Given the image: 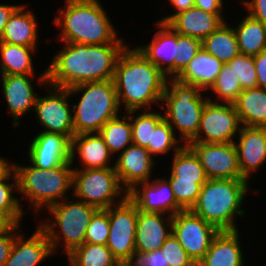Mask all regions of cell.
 <instances>
[{"label":"cell","instance_id":"42","mask_svg":"<svg viewBox=\"0 0 266 266\" xmlns=\"http://www.w3.org/2000/svg\"><path fill=\"white\" fill-rule=\"evenodd\" d=\"M201 47L202 41L200 39L177 33V56L174 58V78L184 70Z\"/></svg>","mask_w":266,"mask_h":266},{"label":"cell","instance_id":"7","mask_svg":"<svg viewBox=\"0 0 266 266\" xmlns=\"http://www.w3.org/2000/svg\"><path fill=\"white\" fill-rule=\"evenodd\" d=\"M79 96L73 107L74 135L99 133L103 125L121 114L113 80L87 82L68 88Z\"/></svg>","mask_w":266,"mask_h":266},{"label":"cell","instance_id":"3","mask_svg":"<svg viewBox=\"0 0 266 266\" xmlns=\"http://www.w3.org/2000/svg\"><path fill=\"white\" fill-rule=\"evenodd\" d=\"M54 16L53 23L60 28L59 41L80 44L125 43L118 37L108 11L100 0H65Z\"/></svg>","mask_w":266,"mask_h":266},{"label":"cell","instance_id":"27","mask_svg":"<svg viewBox=\"0 0 266 266\" xmlns=\"http://www.w3.org/2000/svg\"><path fill=\"white\" fill-rule=\"evenodd\" d=\"M223 65V62L201 47L176 79L207 92L216 81Z\"/></svg>","mask_w":266,"mask_h":266},{"label":"cell","instance_id":"41","mask_svg":"<svg viewBox=\"0 0 266 266\" xmlns=\"http://www.w3.org/2000/svg\"><path fill=\"white\" fill-rule=\"evenodd\" d=\"M109 208L98 209L90 219L85 243L106 245L109 238Z\"/></svg>","mask_w":266,"mask_h":266},{"label":"cell","instance_id":"12","mask_svg":"<svg viewBox=\"0 0 266 266\" xmlns=\"http://www.w3.org/2000/svg\"><path fill=\"white\" fill-rule=\"evenodd\" d=\"M218 233L215 226L191 210H182L173 216L172 234L196 264L204 257Z\"/></svg>","mask_w":266,"mask_h":266},{"label":"cell","instance_id":"10","mask_svg":"<svg viewBox=\"0 0 266 266\" xmlns=\"http://www.w3.org/2000/svg\"><path fill=\"white\" fill-rule=\"evenodd\" d=\"M36 79V83L49 92L45 96H39L38 93L33 110L38 123L43 127L41 131L58 133L72 139L74 136L73 107L69 102V98H72L69 90L48 84L47 69Z\"/></svg>","mask_w":266,"mask_h":266},{"label":"cell","instance_id":"11","mask_svg":"<svg viewBox=\"0 0 266 266\" xmlns=\"http://www.w3.org/2000/svg\"><path fill=\"white\" fill-rule=\"evenodd\" d=\"M138 207L127 197L109 208V238L107 246L121 265L136 261L135 233Z\"/></svg>","mask_w":266,"mask_h":266},{"label":"cell","instance_id":"39","mask_svg":"<svg viewBox=\"0 0 266 266\" xmlns=\"http://www.w3.org/2000/svg\"><path fill=\"white\" fill-rule=\"evenodd\" d=\"M176 202L183 210H191L197 201L202 185L207 180H178V177H167Z\"/></svg>","mask_w":266,"mask_h":266},{"label":"cell","instance_id":"51","mask_svg":"<svg viewBox=\"0 0 266 266\" xmlns=\"http://www.w3.org/2000/svg\"><path fill=\"white\" fill-rule=\"evenodd\" d=\"M14 172V163L0 156V182L5 181Z\"/></svg>","mask_w":266,"mask_h":266},{"label":"cell","instance_id":"1","mask_svg":"<svg viewBox=\"0 0 266 266\" xmlns=\"http://www.w3.org/2000/svg\"><path fill=\"white\" fill-rule=\"evenodd\" d=\"M47 69V83L70 88L75 85L113 80L117 60L128 43L102 45L63 42Z\"/></svg>","mask_w":266,"mask_h":266},{"label":"cell","instance_id":"45","mask_svg":"<svg viewBox=\"0 0 266 266\" xmlns=\"http://www.w3.org/2000/svg\"><path fill=\"white\" fill-rule=\"evenodd\" d=\"M251 17L266 24V0H240Z\"/></svg>","mask_w":266,"mask_h":266},{"label":"cell","instance_id":"44","mask_svg":"<svg viewBox=\"0 0 266 266\" xmlns=\"http://www.w3.org/2000/svg\"><path fill=\"white\" fill-rule=\"evenodd\" d=\"M21 224H10L0 233V266H4L11 253L14 239L20 230Z\"/></svg>","mask_w":266,"mask_h":266},{"label":"cell","instance_id":"5","mask_svg":"<svg viewBox=\"0 0 266 266\" xmlns=\"http://www.w3.org/2000/svg\"><path fill=\"white\" fill-rule=\"evenodd\" d=\"M30 165L14 162V172L17 178V187L21 199L29 202L30 209L37 214L53 204L59 203L72 196L73 165L67 162L53 169H39ZM71 193H68V192ZM25 197V198H24ZM40 211V212H39Z\"/></svg>","mask_w":266,"mask_h":266},{"label":"cell","instance_id":"26","mask_svg":"<svg viewBox=\"0 0 266 266\" xmlns=\"http://www.w3.org/2000/svg\"><path fill=\"white\" fill-rule=\"evenodd\" d=\"M38 23L34 11L27 9V5L20 4L10 16L0 42L38 48Z\"/></svg>","mask_w":266,"mask_h":266},{"label":"cell","instance_id":"48","mask_svg":"<svg viewBox=\"0 0 266 266\" xmlns=\"http://www.w3.org/2000/svg\"><path fill=\"white\" fill-rule=\"evenodd\" d=\"M172 5V9L175 11L173 14L166 15L159 19V22L168 23L176 14L186 11L194 7L195 0H169Z\"/></svg>","mask_w":266,"mask_h":266},{"label":"cell","instance_id":"4","mask_svg":"<svg viewBox=\"0 0 266 266\" xmlns=\"http://www.w3.org/2000/svg\"><path fill=\"white\" fill-rule=\"evenodd\" d=\"M250 187L245 179H208L191 211L219 231L239 230L236 219L246 214L242 203Z\"/></svg>","mask_w":266,"mask_h":266},{"label":"cell","instance_id":"53","mask_svg":"<svg viewBox=\"0 0 266 266\" xmlns=\"http://www.w3.org/2000/svg\"><path fill=\"white\" fill-rule=\"evenodd\" d=\"M121 266H135L134 264H126V265H121Z\"/></svg>","mask_w":266,"mask_h":266},{"label":"cell","instance_id":"21","mask_svg":"<svg viewBox=\"0 0 266 266\" xmlns=\"http://www.w3.org/2000/svg\"><path fill=\"white\" fill-rule=\"evenodd\" d=\"M157 21V22H156ZM155 21L158 27L151 42L138 45L140 52L167 78H174V58L177 56V32L167 23Z\"/></svg>","mask_w":266,"mask_h":266},{"label":"cell","instance_id":"32","mask_svg":"<svg viewBox=\"0 0 266 266\" xmlns=\"http://www.w3.org/2000/svg\"><path fill=\"white\" fill-rule=\"evenodd\" d=\"M99 134L103 137L113 157L118 156L133 144L129 115L124 112L122 117L119 114L115 118L107 121L99 131Z\"/></svg>","mask_w":266,"mask_h":266},{"label":"cell","instance_id":"35","mask_svg":"<svg viewBox=\"0 0 266 266\" xmlns=\"http://www.w3.org/2000/svg\"><path fill=\"white\" fill-rule=\"evenodd\" d=\"M170 172L168 176L178 180H208L199 157L188 145L173 154Z\"/></svg>","mask_w":266,"mask_h":266},{"label":"cell","instance_id":"18","mask_svg":"<svg viewBox=\"0 0 266 266\" xmlns=\"http://www.w3.org/2000/svg\"><path fill=\"white\" fill-rule=\"evenodd\" d=\"M3 98L13 118L12 127L18 128L20 120L33 112L38 94L35 93L33 81L35 75H0ZM32 78H34L32 80ZM28 112V113H27Z\"/></svg>","mask_w":266,"mask_h":266},{"label":"cell","instance_id":"19","mask_svg":"<svg viewBox=\"0 0 266 266\" xmlns=\"http://www.w3.org/2000/svg\"><path fill=\"white\" fill-rule=\"evenodd\" d=\"M173 216L144 212L138 209L135 233L136 259L143 254L161 249L172 234Z\"/></svg>","mask_w":266,"mask_h":266},{"label":"cell","instance_id":"31","mask_svg":"<svg viewBox=\"0 0 266 266\" xmlns=\"http://www.w3.org/2000/svg\"><path fill=\"white\" fill-rule=\"evenodd\" d=\"M202 47L223 63L230 62L240 54L233 26L224 22L202 41Z\"/></svg>","mask_w":266,"mask_h":266},{"label":"cell","instance_id":"20","mask_svg":"<svg viewBox=\"0 0 266 266\" xmlns=\"http://www.w3.org/2000/svg\"><path fill=\"white\" fill-rule=\"evenodd\" d=\"M237 136L234 144L241 174L250 182L254 172L266 163V127L241 126Z\"/></svg>","mask_w":266,"mask_h":266},{"label":"cell","instance_id":"15","mask_svg":"<svg viewBox=\"0 0 266 266\" xmlns=\"http://www.w3.org/2000/svg\"><path fill=\"white\" fill-rule=\"evenodd\" d=\"M128 198L144 212L174 216L183 210L176 202L171 184L166 177L137 184L128 192Z\"/></svg>","mask_w":266,"mask_h":266},{"label":"cell","instance_id":"9","mask_svg":"<svg viewBox=\"0 0 266 266\" xmlns=\"http://www.w3.org/2000/svg\"><path fill=\"white\" fill-rule=\"evenodd\" d=\"M72 196L97 209H108L123 202L128 192L114 167L73 169Z\"/></svg>","mask_w":266,"mask_h":266},{"label":"cell","instance_id":"36","mask_svg":"<svg viewBox=\"0 0 266 266\" xmlns=\"http://www.w3.org/2000/svg\"><path fill=\"white\" fill-rule=\"evenodd\" d=\"M13 192H18L15 172L0 182V214L11 224H21L26 210Z\"/></svg>","mask_w":266,"mask_h":266},{"label":"cell","instance_id":"6","mask_svg":"<svg viewBox=\"0 0 266 266\" xmlns=\"http://www.w3.org/2000/svg\"><path fill=\"white\" fill-rule=\"evenodd\" d=\"M71 197L73 199L68 197L44 210L48 211L51 217H45L47 219L41 220L38 224L46 233L53 254H63L59 249L64 247L62 251L67 256L76 247L81 246L84 243L90 219L98 210L74 196Z\"/></svg>","mask_w":266,"mask_h":266},{"label":"cell","instance_id":"29","mask_svg":"<svg viewBox=\"0 0 266 266\" xmlns=\"http://www.w3.org/2000/svg\"><path fill=\"white\" fill-rule=\"evenodd\" d=\"M35 52L37 48L0 42V75H36Z\"/></svg>","mask_w":266,"mask_h":266},{"label":"cell","instance_id":"40","mask_svg":"<svg viewBox=\"0 0 266 266\" xmlns=\"http://www.w3.org/2000/svg\"><path fill=\"white\" fill-rule=\"evenodd\" d=\"M235 77L238 78L241 89L258 87L257 73L253 56L239 54L230 62Z\"/></svg>","mask_w":266,"mask_h":266},{"label":"cell","instance_id":"43","mask_svg":"<svg viewBox=\"0 0 266 266\" xmlns=\"http://www.w3.org/2000/svg\"><path fill=\"white\" fill-rule=\"evenodd\" d=\"M161 250L169 266H197L173 234L164 242Z\"/></svg>","mask_w":266,"mask_h":266},{"label":"cell","instance_id":"8","mask_svg":"<svg viewBox=\"0 0 266 266\" xmlns=\"http://www.w3.org/2000/svg\"><path fill=\"white\" fill-rule=\"evenodd\" d=\"M204 93L194 85L167 78L160 109L184 145H189L198 136L202 112L209 100Z\"/></svg>","mask_w":266,"mask_h":266},{"label":"cell","instance_id":"46","mask_svg":"<svg viewBox=\"0 0 266 266\" xmlns=\"http://www.w3.org/2000/svg\"><path fill=\"white\" fill-rule=\"evenodd\" d=\"M135 266H169L161 249L148 252L138 257Z\"/></svg>","mask_w":266,"mask_h":266},{"label":"cell","instance_id":"28","mask_svg":"<svg viewBox=\"0 0 266 266\" xmlns=\"http://www.w3.org/2000/svg\"><path fill=\"white\" fill-rule=\"evenodd\" d=\"M233 105L241 126L266 127V89L242 90Z\"/></svg>","mask_w":266,"mask_h":266},{"label":"cell","instance_id":"22","mask_svg":"<svg viewBox=\"0 0 266 266\" xmlns=\"http://www.w3.org/2000/svg\"><path fill=\"white\" fill-rule=\"evenodd\" d=\"M51 256H54L51 244L44 230L38 225L27 239L21 230L16 234L4 266H39Z\"/></svg>","mask_w":266,"mask_h":266},{"label":"cell","instance_id":"50","mask_svg":"<svg viewBox=\"0 0 266 266\" xmlns=\"http://www.w3.org/2000/svg\"><path fill=\"white\" fill-rule=\"evenodd\" d=\"M19 6V4L11 5L0 3V37L4 32L5 26L9 21L10 16Z\"/></svg>","mask_w":266,"mask_h":266},{"label":"cell","instance_id":"23","mask_svg":"<svg viewBox=\"0 0 266 266\" xmlns=\"http://www.w3.org/2000/svg\"><path fill=\"white\" fill-rule=\"evenodd\" d=\"M76 155H78V158ZM76 159L82 167L79 168L77 165L73 169H95L114 167L111 161L115 158L99 133H84L74 135L71 139L70 162L72 165L77 162Z\"/></svg>","mask_w":266,"mask_h":266},{"label":"cell","instance_id":"2","mask_svg":"<svg viewBox=\"0 0 266 266\" xmlns=\"http://www.w3.org/2000/svg\"><path fill=\"white\" fill-rule=\"evenodd\" d=\"M130 47L128 44L121 52L114 72L119 107L124 112L152 110L155 108L153 104L160 107L167 77L140 52L137 45Z\"/></svg>","mask_w":266,"mask_h":266},{"label":"cell","instance_id":"25","mask_svg":"<svg viewBox=\"0 0 266 266\" xmlns=\"http://www.w3.org/2000/svg\"><path fill=\"white\" fill-rule=\"evenodd\" d=\"M239 230L219 231L197 266H244Z\"/></svg>","mask_w":266,"mask_h":266},{"label":"cell","instance_id":"38","mask_svg":"<svg viewBox=\"0 0 266 266\" xmlns=\"http://www.w3.org/2000/svg\"><path fill=\"white\" fill-rule=\"evenodd\" d=\"M184 144L179 140L178 135L175 134L170 124L163 119L153 131L152 145H148L146 149L149 153L156 158L161 155L175 154ZM167 153V154H166ZM155 155V156H154Z\"/></svg>","mask_w":266,"mask_h":266},{"label":"cell","instance_id":"24","mask_svg":"<svg viewBox=\"0 0 266 266\" xmlns=\"http://www.w3.org/2000/svg\"><path fill=\"white\" fill-rule=\"evenodd\" d=\"M226 21L223 13H210L193 7L176 14L167 24L180 35L203 41Z\"/></svg>","mask_w":266,"mask_h":266},{"label":"cell","instance_id":"52","mask_svg":"<svg viewBox=\"0 0 266 266\" xmlns=\"http://www.w3.org/2000/svg\"><path fill=\"white\" fill-rule=\"evenodd\" d=\"M11 223L0 214V233L3 232Z\"/></svg>","mask_w":266,"mask_h":266},{"label":"cell","instance_id":"16","mask_svg":"<svg viewBox=\"0 0 266 266\" xmlns=\"http://www.w3.org/2000/svg\"><path fill=\"white\" fill-rule=\"evenodd\" d=\"M28 145L26 157L39 169H53L71 159V139L58 133L39 131Z\"/></svg>","mask_w":266,"mask_h":266},{"label":"cell","instance_id":"14","mask_svg":"<svg viewBox=\"0 0 266 266\" xmlns=\"http://www.w3.org/2000/svg\"><path fill=\"white\" fill-rule=\"evenodd\" d=\"M188 146L199 157L208 179H244L234 142H191Z\"/></svg>","mask_w":266,"mask_h":266},{"label":"cell","instance_id":"49","mask_svg":"<svg viewBox=\"0 0 266 266\" xmlns=\"http://www.w3.org/2000/svg\"><path fill=\"white\" fill-rule=\"evenodd\" d=\"M223 0H195L194 7L210 13H224Z\"/></svg>","mask_w":266,"mask_h":266},{"label":"cell","instance_id":"13","mask_svg":"<svg viewBox=\"0 0 266 266\" xmlns=\"http://www.w3.org/2000/svg\"><path fill=\"white\" fill-rule=\"evenodd\" d=\"M241 123L233 104L208 100L204 106L198 136L192 142H235Z\"/></svg>","mask_w":266,"mask_h":266},{"label":"cell","instance_id":"30","mask_svg":"<svg viewBox=\"0 0 266 266\" xmlns=\"http://www.w3.org/2000/svg\"><path fill=\"white\" fill-rule=\"evenodd\" d=\"M233 26L236 33L240 54L256 56L266 50V24L249 14Z\"/></svg>","mask_w":266,"mask_h":266},{"label":"cell","instance_id":"47","mask_svg":"<svg viewBox=\"0 0 266 266\" xmlns=\"http://www.w3.org/2000/svg\"><path fill=\"white\" fill-rule=\"evenodd\" d=\"M257 73V82L259 88L266 89V50L253 56Z\"/></svg>","mask_w":266,"mask_h":266},{"label":"cell","instance_id":"37","mask_svg":"<svg viewBox=\"0 0 266 266\" xmlns=\"http://www.w3.org/2000/svg\"><path fill=\"white\" fill-rule=\"evenodd\" d=\"M210 91L214 93L208 97L212 102L233 104L237 100L242 89L230 64L224 63L216 81L206 93L209 94Z\"/></svg>","mask_w":266,"mask_h":266},{"label":"cell","instance_id":"33","mask_svg":"<svg viewBox=\"0 0 266 266\" xmlns=\"http://www.w3.org/2000/svg\"><path fill=\"white\" fill-rule=\"evenodd\" d=\"M69 266H121L107 245L83 243L67 255Z\"/></svg>","mask_w":266,"mask_h":266},{"label":"cell","instance_id":"34","mask_svg":"<svg viewBox=\"0 0 266 266\" xmlns=\"http://www.w3.org/2000/svg\"><path fill=\"white\" fill-rule=\"evenodd\" d=\"M131 121L132 141L134 145L147 147L152 145L153 131L164 119L163 112L152 110H131L126 112ZM136 114V115H135Z\"/></svg>","mask_w":266,"mask_h":266},{"label":"cell","instance_id":"17","mask_svg":"<svg viewBox=\"0 0 266 266\" xmlns=\"http://www.w3.org/2000/svg\"><path fill=\"white\" fill-rule=\"evenodd\" d=\"M114 168L123 188L129 192L137 184L153 179L156 161L145 147L130 145L115 158Z\"/></svg>","mask_w":266,"mask_h":266}]
</instances>
